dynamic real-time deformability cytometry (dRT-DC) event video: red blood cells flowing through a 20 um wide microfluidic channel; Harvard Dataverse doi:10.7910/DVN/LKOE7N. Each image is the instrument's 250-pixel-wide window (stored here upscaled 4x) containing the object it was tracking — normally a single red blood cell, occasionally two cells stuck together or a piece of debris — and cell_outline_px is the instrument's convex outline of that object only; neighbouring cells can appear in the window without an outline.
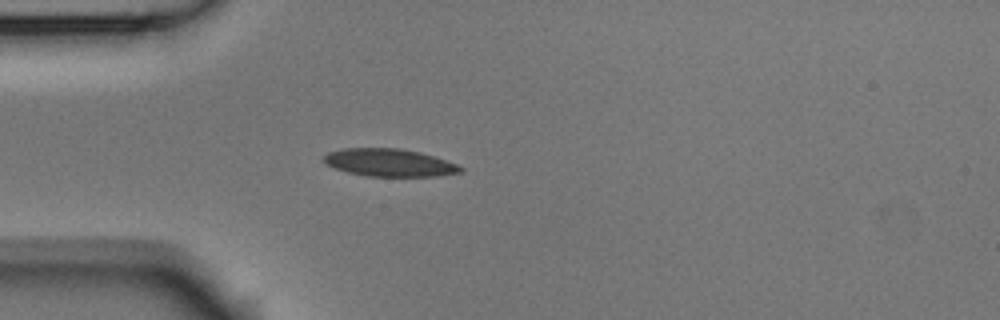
{"species": "Egyptian fruit bat (a non-hibernating species)", "species_latin": "Rousettus aegyptiacus", "temperature_condition": "room temperature", "stored_images_in_passage": 3, "camera_frame_rate_fps": 3000, "um_per_image_px": 0.085, "animal": {"sex": "male"}, "frame": {"image": 1, "passage_image": 3, "time_ms": 0.667, "image_size_px": [1000, 320], "cell_outline_px": [[464, 168], [460, 172], [436, 176], [368, 176], [348, 172], [336, 168], [328, 164], [324, 160], [324, 156], [328, 152], [344, 148], [400, 148], [420, 152], [456, 164]], "centroid_in_image_um": [33.09, 13.82], "position_along_channel_um": 51.9, "area_um2": 21.68}}